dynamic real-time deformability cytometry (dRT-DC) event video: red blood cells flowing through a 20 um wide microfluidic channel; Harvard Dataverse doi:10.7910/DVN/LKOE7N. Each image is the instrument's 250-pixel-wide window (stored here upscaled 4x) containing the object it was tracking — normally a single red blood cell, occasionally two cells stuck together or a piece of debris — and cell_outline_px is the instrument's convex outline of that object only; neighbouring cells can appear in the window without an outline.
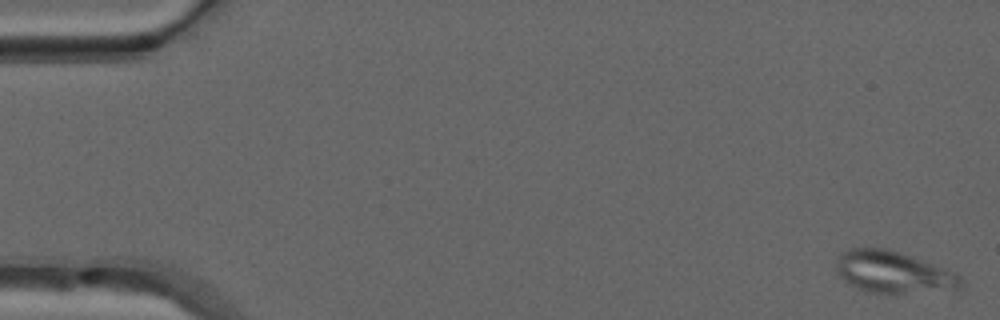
{"species": "common noctule bat (a hibernating species)", "species_latin": "Nyctalus noctula", "temperature_condition": "warm", "stored_images_in_passage": 50, "camera_frame_rate_fps": 3000, "um_per_image_px": 0.085, "animal": {"sex": "male", "forearm_length_mm": 52.5}, "frame": {"image": 1, "passage_image": 1, "time_ms": 0.0, "image_size_px": [1000, 320], "cell_outline_px": [[964, 284], [960, 288], [904, 292], [864, 292], [844, 280], [836, 272], [836, 264], [840, 252], [848, 248], [884, 248], [956, 272], [964, 280]], "centroid_in_image_um": [75.87, 23.12], "position_along_channel_um": 9.1, "area_um2": 29.65}}
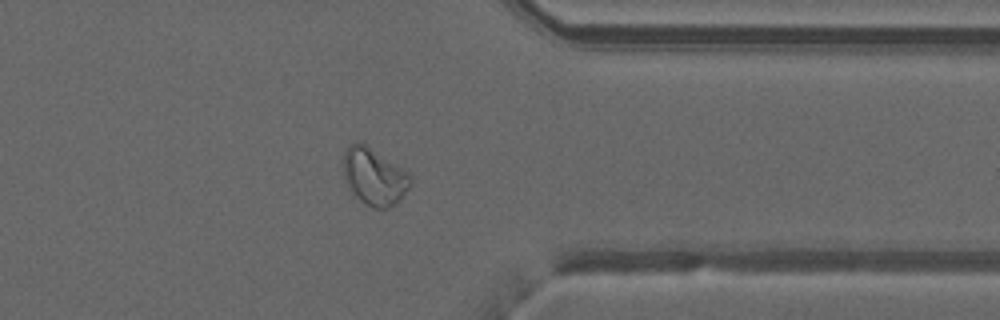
{"frame": {"image": 2, "passage_image": 40, "time_ms": 13.0, "image_size_px": [1000, 320], "cell_outline_px": [[412, 184], [396, 204], [388, 208], [372, 208], [364, 204], [348, 188], [344, 176], [344, 152], [348, 144], [364, 144], [404, 168], [412, 176]], "centroid_in_image_um": [31.83, 15.04], "position_along_channel_um": 379.6, "area_um2": 22.25}}
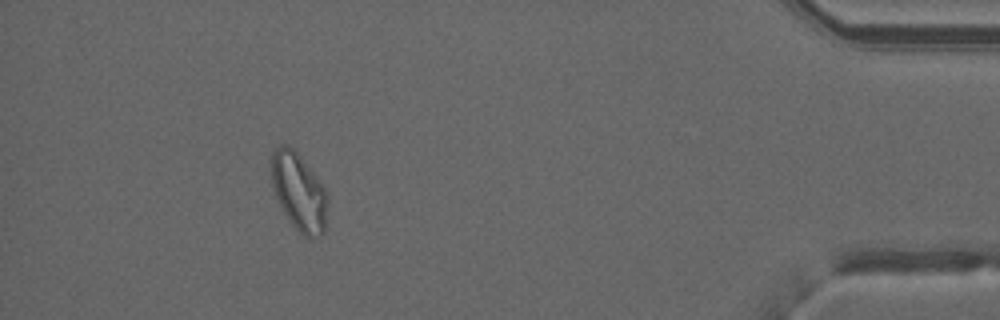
{"frame": {"image": 3, "passage_image": 46, "time_ms": 15.0, "image_size_px": [1000, 320], "cell_outline_px": [[328, 228], [324, 232], [316, 236], [304, 236], [292, 224], [284, 212], [276, 196], [272, 184], [268, 160], [272, 152], [280, 144], [288, 144], [300, 156], [316, 176], [328, 192]], "centroid_in_image_um": [25.41, 16.28], "position_along_channel_um": 409.8, "area_um2": 25.89}, "authors_computed_cell_mechanics": {"area_um2": 23.9581, "velocity_mm_per_s": 4.029, "shape_relaxation_time_tau1_ms": null, "shape_relaxation_time_tau2_ms": 1.43, "deformation_change_tau1": null, "deformation_change_tau2": 0.0694}}